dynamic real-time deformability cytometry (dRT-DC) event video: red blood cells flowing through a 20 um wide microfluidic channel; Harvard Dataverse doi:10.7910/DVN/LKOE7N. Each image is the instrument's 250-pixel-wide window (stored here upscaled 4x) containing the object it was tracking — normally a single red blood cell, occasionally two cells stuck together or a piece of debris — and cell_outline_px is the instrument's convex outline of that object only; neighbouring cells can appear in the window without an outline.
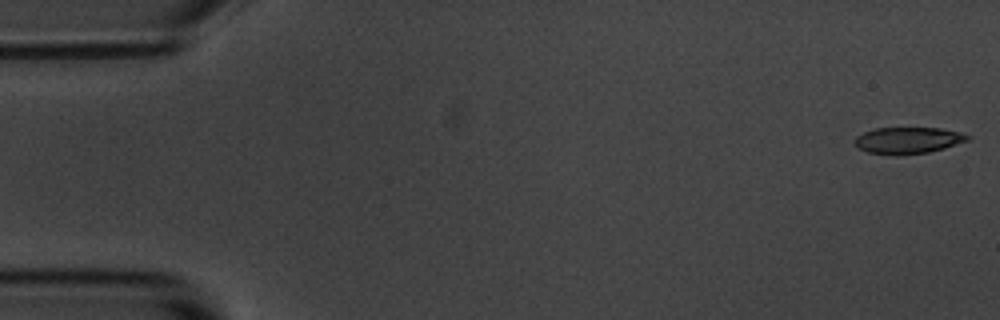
{"species": "common noctule bat (a hibernating species)", "species_latin": "Nyctalus noctula", "temperature_condition": "room temperature", "stored_images_in_passage": 54, "camera_frame_rate_fps": 3000, "um_per_image_px": 0.085, "animal": {"sex": "male", "body_mass_g": 20.1, "forearm_length_mm": 53.5}, "frame": {"image": 1, "passage_image": 1, "time_ms": 0.0, "image_size_px": [1000, 320], "cell_outline_px": [[972, 136], [968, 140], [944, 148], [928, 152], [868, 152], [860, 148], [856, 144], [856, 136], [864, 132], [876, 128], [940, 128], [960, 132]], "centroid_in_image_um": [77.25, 11.87], "position_along_channel_um": 7.8, "area_um2": 16.47}}
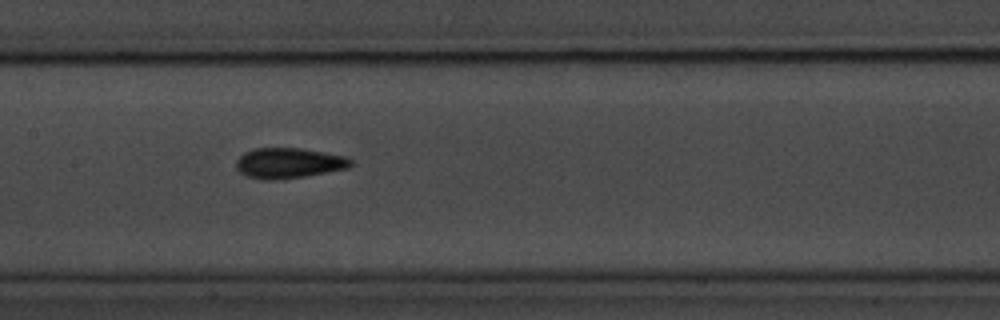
{"frame": {"image": 2, "passage_image": 26, "time_ms": 8.333, "image_size_px": [1000, 320], "cell_outline_px": [[352, 164], [348, 168], [304, 176], [276, 180], [264, 180], [248, 176], [240, 172], [236, 168], [236, 160], [244, 152], [256, 148], [300, 148], [324, 152], [344, 156], [352, 160]], "centroid_in_image_um": [24.52, 13.86], "position_along_channel_um": 182.9, "area_um2": 20.17}}
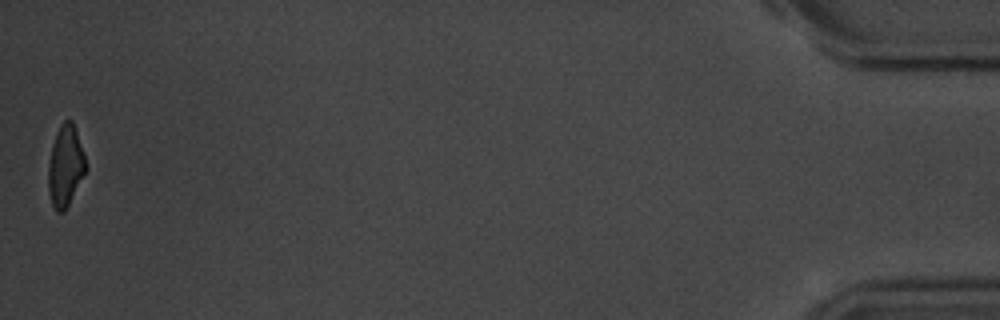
{"frame": {"image": 3, "passage_image": 54, "time_ms": 17.667, "image_size_px": [1000, 320], "cell_outline_px": [[88, 168], [64, 212], [56, 212], [52, 204], [48, 192], [48, 164], [52, 144], [56, 132], [60, 124], [64, 120], [72, 120]], "centroid_in_image_um": [5.54, 14.12], "position_along_channel_um": 429.7, "area_um2": 17.69}, "authors_computed_cell_mechanics": {"area_um2": 18.9295, "velocity_mm_per_s": 3.6844, "shape_relaxation_time_tau1_ms": 3.4813, "shape_relaxation_time_tau2_ms": 2.3771, "deformation_change_tau1": 0.1428, "deformation_change_tau2": 0.0825}}